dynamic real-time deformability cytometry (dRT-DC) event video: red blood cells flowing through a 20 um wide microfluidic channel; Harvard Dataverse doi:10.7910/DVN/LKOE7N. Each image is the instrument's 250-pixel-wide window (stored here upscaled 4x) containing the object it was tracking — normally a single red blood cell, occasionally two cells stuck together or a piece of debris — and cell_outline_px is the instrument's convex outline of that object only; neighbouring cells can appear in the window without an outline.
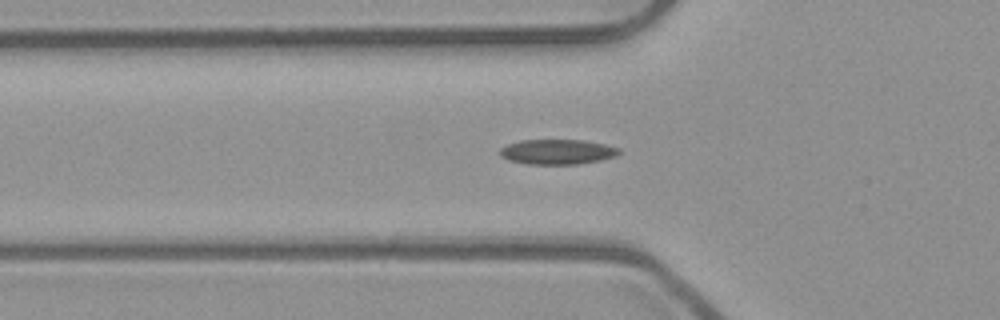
{"species": "common noctule bat (a hibernating species)", "species_latin": "Nyctalus noctula", "temperature_condition": "room temperature", "stored_images_in_passage": 44, "camera_frame_rate_fps": 3000, "um_per_image_px": 0.085, "animal": {"sex": "male", "body_mass_g": 23.1, "forearm_length_mm": 52.7}, "frame": {"image": 1, "passage_image": 17, "time_ms": 5.333, "image_size_px": [1000, 320], "cell_outline_px": [[620, 152], [616, 156], [600, 160], [580, 164], [528, 164], [508, 160], [500, 156], [500, 148], [508, 144], [520, 140], [584, 140], [604, 144], [620, 148]], "centroid_in_image_um": [47.37, 12.9], "position_along_channel_um": 78.4, "area_um2": 17.4}}
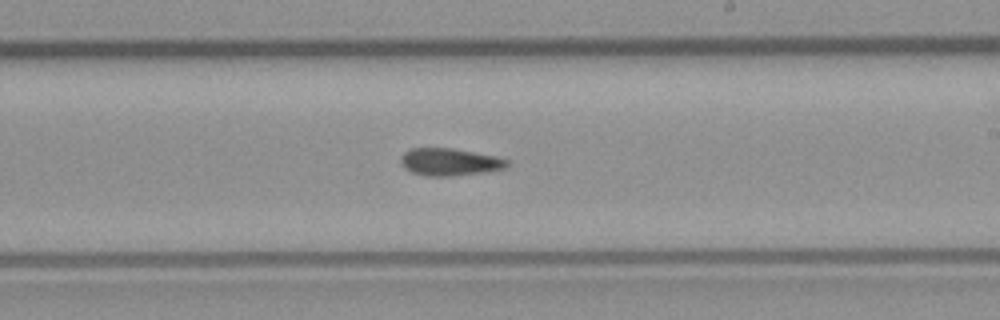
{"frame": {"image": 2, "passage_image": 30, "time_ms": 9.667, "image_size_px": [1000, 320], "cell_outline_px": [[508, 164], [504, 168], [484, 172], [448, 176], [428, 176], [412, 172], [404, 168], [400, 160], [400, 156], [404, 152], [412, 148], [452, 148], [492, 156], [508, 160]], "centroid_in_image_um": [38.16, 13.76], "position_along_channel_um": 250.8, "area_um2": 16.65}}
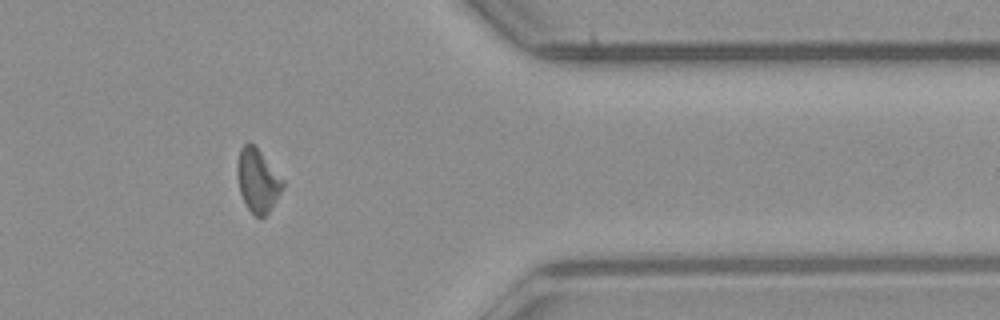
{"frame": {"image": 3, "passage_image": 42, "time_ms": 13.667, "image_size_px": [1000, 320], "cell_outline_px": [[284, 188], [268, 212], [260, 220], [248, 208], [240, 192], [236, 176], [236, 164], [240, 148], [248, 140], [260, 152], [284, 180]], "centroid_in_image_um": [21.88, 15.34], "position_along_channel_um": 389.5, "area_um2": 16.76}}